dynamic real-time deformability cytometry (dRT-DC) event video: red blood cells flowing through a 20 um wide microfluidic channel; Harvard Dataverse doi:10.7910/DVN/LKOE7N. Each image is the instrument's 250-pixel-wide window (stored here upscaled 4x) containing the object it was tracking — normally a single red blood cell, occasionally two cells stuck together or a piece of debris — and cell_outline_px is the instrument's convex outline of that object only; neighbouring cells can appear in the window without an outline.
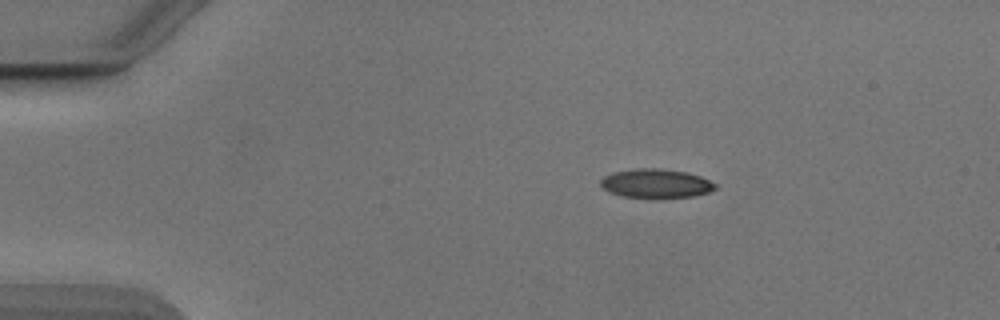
{"species": "Egyptian fruit bat (a non-hibernating species)", "species_latin": "Rousettus aegyptiacus", "temperature_condition": "cold", "stored_images_in_passage": 44, "camera_frame_rate_fps": 3000, "um_per_image_px": 0.085, "animal": {"sex": "male"}, "frame": {"image": 1, "passage_image": 1, "time_ms": 0.0, "image_size_px": [1000, 320], "cell_outline_px": [[716, 188], [708, 192], [696, 196], [620, 196], [608, 192], [600, 188], [600, 180], [604, 176], [612, 172], [640, 168], [660, 168], [688, 172], [700, 176], [716, 184]], "centroid_in_image_um": [55.71, 15.56], "position_along_channel_um": 29.3, "area_um2": 19.07}}
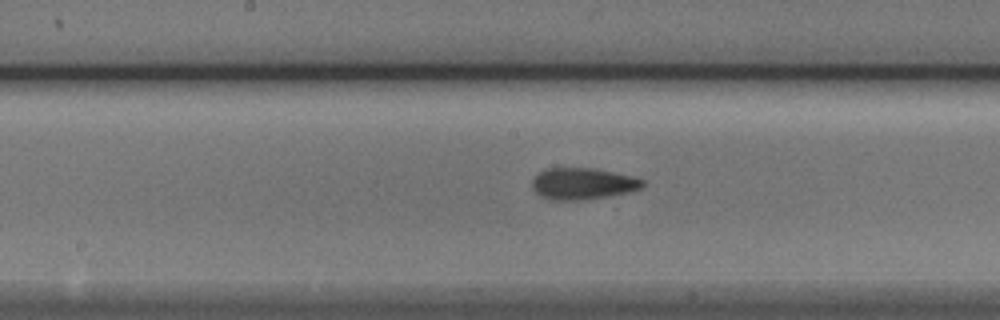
{"frame": {"image": 2, "passage_image": 19, "time_ms": 6.0, "image_size_px": [1000, 320], "cell_outline_px": [[644, 184], [640, 188], [628, 192], [608, 196], [580, 200], [552, 200], [540, 196], [532, 188], [532, 180], [544, 168], [596, 168], [632, 176], [644, 180]], "centroid_in_image_um": [49.51, 15.6], "position_along_channel_um": 198.7, "area_um2": 20.29}}
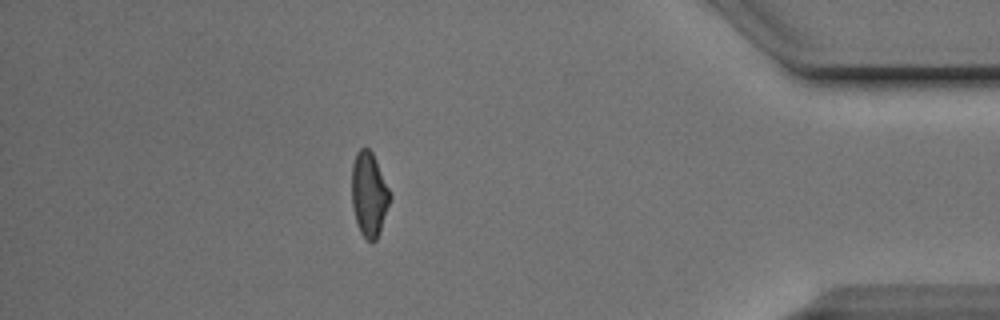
{"frame": {"image": 3, "passage_image": 38, "time_ms": 12.333, "image_size_px": [1000, 320], "cell_outline_px": [[392, 196], [380, 232], [376, 240], [372, 244], [360, 232], [352, 208], [352, 164], [356, 152], [360, 148], [368, 148], [372, 152], [376, 160]], "centroid_in_image_um": [31.37, 16.53], "position_along_channel_um": 403.8, "area_um2": 18.84}, "authors_computed_cell_mechanics": {"area_um2": 19.7965, "velocity_mm_per_s": 3.894, "shape_relaxation_time_tau1_ms": 3.4831, "shape_relaxation_time_tau2_ms": 1.746, "deformation_change_tau1": 0.1251, "deformation_change_tau2": 0.0821}}